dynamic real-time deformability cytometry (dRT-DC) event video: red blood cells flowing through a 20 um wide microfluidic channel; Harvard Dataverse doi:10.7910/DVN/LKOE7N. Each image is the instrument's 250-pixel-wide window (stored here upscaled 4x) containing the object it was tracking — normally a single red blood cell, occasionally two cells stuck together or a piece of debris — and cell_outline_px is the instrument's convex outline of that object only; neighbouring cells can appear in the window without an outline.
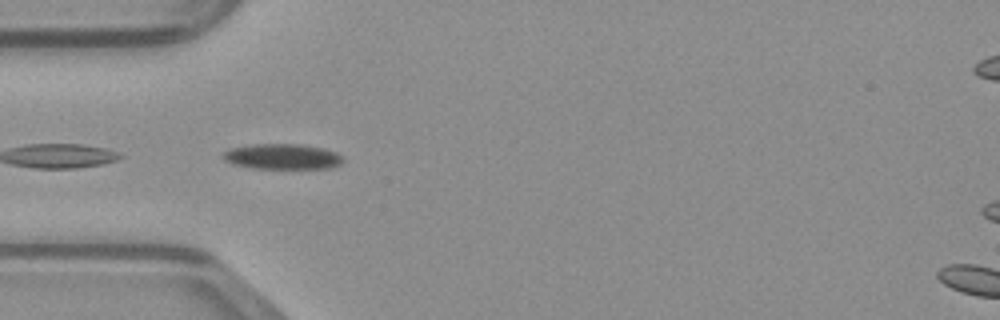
{"species": "common noctule bat (a hibernating species)", "species_latin": "Nyctalus noctula", "temperature_condition": "warm", "stored_images_in_passage": 15, "camera_frame_rate_fps": 3000, "um_per_image_px": 0.085, "animal": {"sex": "male", "body_mass_g": 23.1, "forearm_length_mm": 52.7}, "frame": {"image": 1, "passage_image": 3, "time_ms": 0.667, "image_size_px": [1000, 320], "cell_outline_px": [[344, 160], [340, 164], [332, 168], [252, 168], [232, 164], [224, 160], [224, 152], [228, 148], [252, 144], [300, 144], [324, 148], [336, 152], [344, 156]], "centroid_in_image_um": [24.02, 13.3], "position_along_channel_um": 61.0, "area_um2": 17.92}}
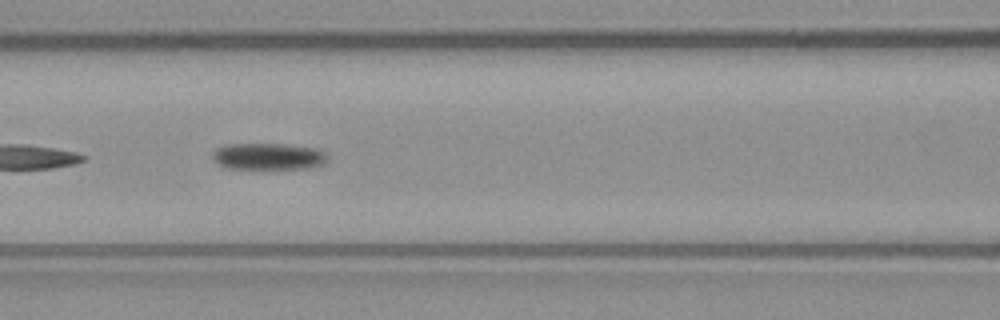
{"frame": {"image": 2, "passage_image": 9, "time_ms": 2.667, "image_size_px": [1000, 320], "cell_outline_px": [[328, 156], [324, 164], [312, 168], [228, 168], [220, 164], [212, 156], [212, 152], [216, 148], [228, 144], [284, 144], [316, 148], [324, 152]], "centroid_in_image_um": [22.84, 13.28], "position_along_channel_um": 143.8, "area_um2": 17.69}}